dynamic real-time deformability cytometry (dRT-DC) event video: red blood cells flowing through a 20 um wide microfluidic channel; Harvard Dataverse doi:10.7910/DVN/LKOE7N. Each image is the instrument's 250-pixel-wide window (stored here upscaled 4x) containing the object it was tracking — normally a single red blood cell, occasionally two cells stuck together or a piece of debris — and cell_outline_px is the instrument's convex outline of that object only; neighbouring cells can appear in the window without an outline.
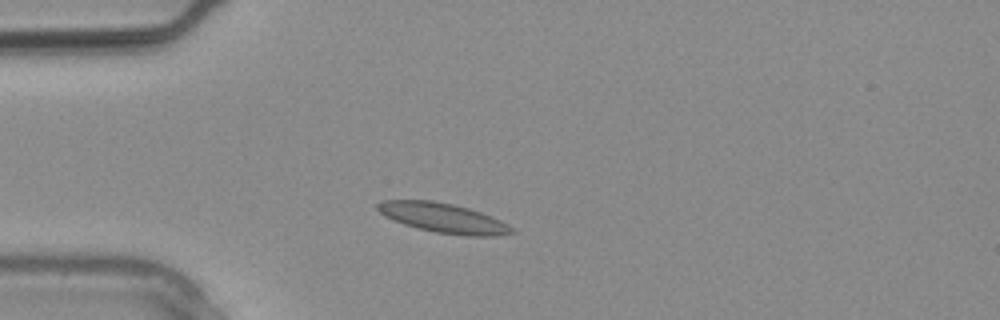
{"species": "common noctule bat (a hibernating species)", "species_latin": "Nyctalus noctula", "temperature_condition": "warm", "stored_images_in_passage": 2, "segment_of_instrument_passage": [1, 2], "camera_frame_rate_fps": 3000, "um_per_image_px": 0.085, "animal": {"sex": "male", "body_mass_g": 20.4}, "frame": {"image": 1, "passage_image": 1, "time_ms": 0.0, "image_size_px": [1000, 320], "cell_outline_px": [[516, 232], [492, 236], [468, 236], [436, 232], [416, 228], [404, 224], [384, 216], [376, 208], [376, 204], [384, 200], [432, 200], [452, 204], [468, 208], [480, 212], [500, 220], [508, 224]], "centroid_in_image_um": [37.65, 18.52], "position_along_channel_um": 47.3, "area_um2": 23.0}}